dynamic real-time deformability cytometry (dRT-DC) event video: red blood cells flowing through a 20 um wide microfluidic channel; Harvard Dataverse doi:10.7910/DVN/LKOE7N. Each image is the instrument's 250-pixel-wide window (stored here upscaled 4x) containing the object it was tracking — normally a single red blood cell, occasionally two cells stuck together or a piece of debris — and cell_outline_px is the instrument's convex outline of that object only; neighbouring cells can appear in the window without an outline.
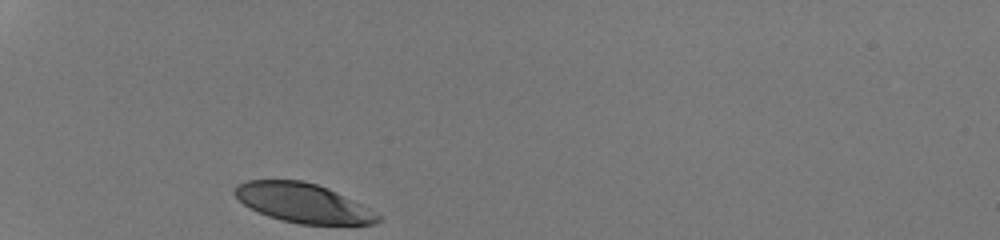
{"species": "human", "species_latin": "Homo sapiens", "temperature_condition": "room temperature", "stored_images_in_passage": 27, "camera_frame_rate_fps": 3000, "um_per_image_px": 0.085, "donor": {"sex": "male"}, "frame": {"image": 1, "passage_image": 1, "time_ms": 0.0, "image_size_px": [1000, 240], "cell_outline_px": [[380, 220], [376, 224], [300, 224], [280, 220], [268, 216], [244, 204], [232, 192], [240, 184], [248, 180], [300, 180], [316, 184], [328, 188], [368, 208], [380, 216]], "centroid_in_image_um": [25.75, 17.26], "position_along_channel_um": 59.3, "area_um2": 32.19}}
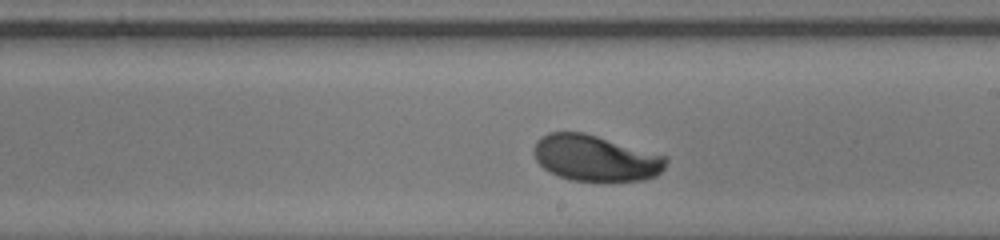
{"frame": {"image": 2, "passage_image": 16, "time_ms": 5.0, "image_size_px": [1000, 240], "cell_outline_px": [[668, 160], [664, 168], [656, 176], [644, 180], [572, 180], [560, 176], [544, 168], [536, 160], [536, 140], [540, 136], [548, 132], [584, 132], [668, 156]], "centroid_in_image_um": [50.66, 13.42], "position_along_channel_um": 238.3, "area_um2": 35.08}}
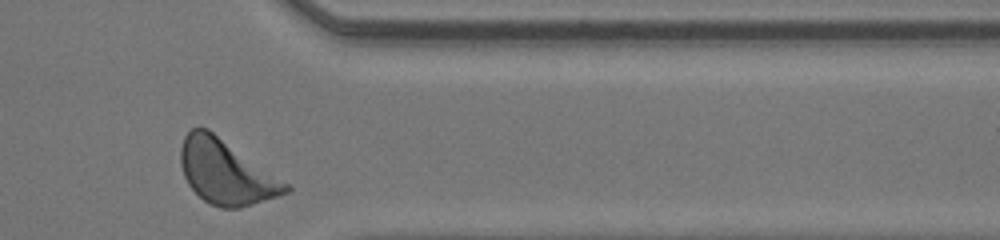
{"frame": {"image": 3, "passage_image": 27, "time_ms": 8.667, "image_size_px": [1000, 240], "cell_outline_px": [[292, 188], [288, 192], [252, 204], [236, 208], [220, 208], [204, 200], [188, 184], [184, 176], [180, 164], [180, 148], [184, 136], [192, 128], [208, 128], [288, 184]], "centroid_in_image_um": [19.17, 14.61], "position_along_channel_um": 392.2, "area_um2": 38.67}, "authors_computed_cell_mechanics": {"area_um2": 35.547, "velocity_mm_per_s": 4.2469, "shape_relaxation_time_tau1_ms": 1.5818, "shape_relaxation_time_tau2_ms": null, "deformation_change_tau1": 0.1212, "deformation_change_tau2": null}}